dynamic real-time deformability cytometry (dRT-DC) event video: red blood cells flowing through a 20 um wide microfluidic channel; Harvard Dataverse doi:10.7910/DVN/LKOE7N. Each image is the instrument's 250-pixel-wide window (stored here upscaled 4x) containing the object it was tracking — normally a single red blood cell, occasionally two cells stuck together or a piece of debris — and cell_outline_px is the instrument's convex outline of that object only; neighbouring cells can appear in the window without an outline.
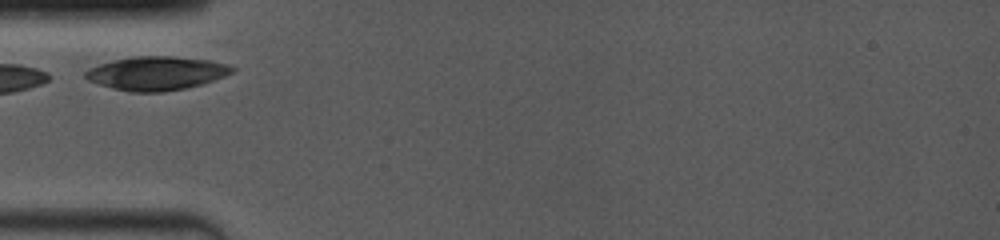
{"species": "common noctule bat (a hibernating species)", "species_latin": "Nyctalus noctula", "temperature_condition": "room temperature", "stored_images_in_passage": 6, "camera_frame_rate_fps": 4000, "um_per_image_px": 0.085, "animal": {"sex": "female", "body_mass_g": 19.0, "forearm_length_mm": 53.3}, "frame": {"image": 1, "passage_image": 1, "time_ms": 0.0, "image_size_px": [1000, 240], "cell_outline_px": [[236, 68], [232, 72], [224, 76], [204, 84], [164, 92], [132, 92], [112, 88], [88, 80], [84, 76], [84, 72], [88, 68], [112, 60], [132, 56], [172, 56], [208, 60], [228, 64]], "centroid_in_image_um": [13.29, 6.22], "position_along_channel_um": 71.7, "area_um2": 28.84}}
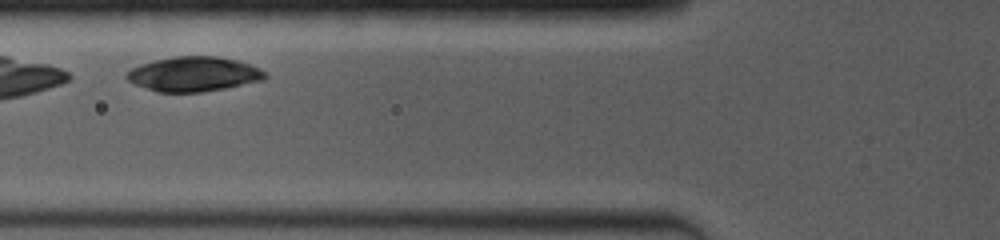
{"frame": {"image": 2, "passage_image": 5, "time_ms": 1.0, "image_size_px": [1000, 240], "cell_outline_px": [[268, 76], [264, 80], [204, 92], [156, 92], [136, 84], [128, 80], [124, 76], [132, 68], [140, 64], [172, 56], [216, 56], [236, 60], [260, 68]], "centroid_in_image_um": [16.46, 6.3], "position_along_channel_um": 109.3, "area_um2": 27.86}}